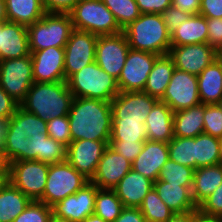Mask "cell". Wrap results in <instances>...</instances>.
Here are the masks:
<instances>
[{
  "label": "cell",
  "mask_w": 222,
  "mask_h": 222,
  "mask_svg": "<svg viewBox=\"0 0 222 222\" xmlns=\"http://www.w3.org/2000/svg\"><path fill=\"white\" fill-rule=\"evenodd\" d=\"M123 209L124 205L113 189L98 188L95 197V215L106 222H114Z\"/></svg>",
  "instance_id": "34"
},
{
  "label": "cell",
  "mask_w": 222,
  "mask_h": 222,
  "mask_svg": "<svg viewBox=\"0 0 222 222\" xmlns=\"http://www.w3.org/2000/svg\"><path fill=\"white\" fill-rule=\"evenodd\" d=\"M73 98L67 81L34 82L19 106L47 121L56 117L67 116Z\"/></svg>",
  "instance_id": "3"
},
{
  "label": "cell",
  "mask_w": 222,
  "mask_h": 222,
  "mask_svg": "<svg viewBox=\"0 0 222 222\" xmlns=\"http://www.w3.org/2000/svg\"><path fill=\"white\" fill-rule=\"evenodd\" d=\"M139 209L146 222H167L175 214L162 201L154 188L147 193Z\"/></svg>",
  "instance_id": "35"
},
{
  "label": "cell",
  "mask_w": 222,
  "mask_h": 222,
  "mask_svg": "<svg viewBox=\"0 0 222 222\" xmlns=\"http://www.w3.org/2000/svg\"><path fill=\"white\" fill-rule=\"evenodd\" d=\"M218 107L220 108V110L222 111V99L219 103H217Z\"/></svg>",
  "instance_id": "62"
},
{
  "label": "cell",
  "mask_w": 222,
  "mask_h": 222,
  "mask_svg": "<svg viewBox=\"0 0 222 222\" xmlns=\"http://www.w3.org/2000/svg\"><path fill=\"white\" fill-rule=\"evenodd\" d=\"M198 210H192L186 213H175L167 222H191L192 217Z\"/></svg>",
  "instance_id": "53"
},
{
  "label": "cell",
  "mask_w": 222,
  "mask_h": 222,
  "mask_svg": "<svg viewBox=\"0 0 222 222\" xmlns=\"http://www.w3.org/2000/svg\"><path fill=\"white\" fill-rule=\"evenodd\" d=\"M8 21L5 0H0V24Z\"/></svg>",
  "instance_id": "57"
},
{
  "label": "cell",
  "mask_w": 222,
  "mask_h": 222,
  "mask_svg": "<svg viewBox=\"0 0 222 222\" xmlns=\"http://www.w3.org/2000/svg\"><path fill=\"white\" fill-rule=\"evenodd\" d=\"M141 14H162L166 8L172 5V0H135Z\"/></svg>",
  "instance_id": "47"
},
{
  "label": "cell",
  "mask_w": 222,
  "mask_h": 222,
  "mask_svg": "<svg viewBox=\"0 0 222 222\" xmlns=\"http://www.w3.org/2000/svg\"><path fill=\"white\" fill-rule=\"evenodd\" d=\"M198 92L202 104H217L222 99V56L198 75Z\"/></svg>",
  "instance_id": "26"
},
{
  "label": "cell",
  "mask_w": 222,
  "mask_h": 222,
  "mask_svg": "<svg viewBox=\"0 0 222 222\" xmlns=\"http://www.w3.org/2000/svg\"><path fill=\"white\" fill-rule=\"evenodd\" d=\"M220 164H222V138L219 139Z\"/></svg>",
  "instance_id": "60"
},
{
  "label": "cell",
  "mask_w": 222,
  "mask_h": 222,
  "mask_svg": "<svg viewBox=\"0 0 222 222\" xmlns=\"http://www.w3.org/2000/svg\"><path fill=\"white\" fill-rule=\"evenodd\" d=\"M131 169V162L108 146L91 182L100 189H113Z\"/></svg>",
  "instance_id": "20"
},
{
  "label": "cell",
  "mask_w": 222,
  "mask_h": 222,
  "mask_svg": "<svg viewBox=\"0 0 222 222\" xmlns=\"http://www.w3.org/2000/svg\"><path fill=\"white\" fill-rule=\"evenodd\" d=\"M207 43L222 56V18H207Z\"/></svg>",
  "instance_id": "45"
},
{
  "label": "cell",
  "mask_w": 222,
  "mask_h": 222,
  "mask_svg": "<svg viewBox=\"0 0 222 222\" xmlns=\"http://www.w3.org/2000/svg\"><path fill=\"white\" fill-rule=\"evenodd\" d=\"M34 83L31 55L0 61V86L20 104Z\"/></svg>",
  "instance_id": "10"
},
{
  "label": "cell",
  "mask_w": 222,
  "mask_h": 222,
  "mask_svg": "<svg viewBox=\"0 0 222 222\" xmlns=\"http://www.w3.org/2000/svg\"><path fill=\"white\" fill-rule=\"evenodd\" d=\"M76 30L95 35H113L123 30L102 0H79L69 12Z\"/></svg>",
  "instance_id": "7"
},
{
  "label": "cell",
  "mask_w": 222,
  "mask_h": 222,
  "mask_svg": "<svg viewBox=\"0 0 222 222\" xmlns=\"http://www.w3.org/2000/svg\"><path fill=\"white\" fill-rule=\"evenodd\" d=\"M191 222H218L217 218H212L201 214L199 211L192 217Z\"/></svg>",
  "instance_id": "56"
},
{
  "label": "cell",
  "mask_w": 222,
  "mask_h": 222,
  "mask_svg": "<svg viewBox=\"0 0 222 222\" xmlns=\"http://www.w3.org/2000/svg\"><path fill=\"white\" fill-rule=\"evenodd\" d=\"M34 82L53 83L66 81L64 72V48L49 47L31 54Z\"/></svg>",
  "instance_id": "19"
},
{
  "label": "cell",
  "mask_w": 222,
  "mask_h": 222,
  "mask_svg": "<svg viewBox=\"0 0 222 222\" xmlns=\"http://www.w3.org/2000/svg\"><path fill=\"white\" fill-rule=\"evenodd\" d=\"M9 127V119H0V149L4 144V139Z\"/></svg>",
  "instance_id": "55"
},
{
  "label": "cell",
  "mask_w": 222,
  "mask_h": 222,
  "mask_svg": "<svg viewBox=\"0 0 222 222\" xmlns=\"http://www.w3.org/2000/svg\"><path fill=\"white\" fill-rule=\"evenodd\" d=\"M169 159L195 170V137L174 136L168 142Z\"/></svg>",
  "instance_id": "36"
},
{
  "label": "cell",
  "mask_w": 222,
  "mask_h": 222,
  "mask_svg": "<svg viewBox=\"0 0 222 222\" xmlns=\"http://www.w3.org/2000/svg\"><path fill=\"white\" fill-rule=\"evenodd\" d=\"M222 184V164L201 167L194 170L192 195L198 207Z\"/></svg>",
  "instance_id": "29"
},
{
  "label": "cell",
  "mask_w": 222,
  "mask_h": 222,
  "mask_svg": "<svg viewBox=\"0 0 222 222\" xmlns=\"http://www.w3.org/2000/svg\"><path fill=\"white\" fill-rule=\"evenodd\" d=\"M114 222H146V219L139 208L124 207Z\"/></svg>",
  "instance_id": "51"
},
{
  "label": "cell",
  "mask_w": 222,
  "mask_h": 222,
  "mask_svg": "<svg viewBox=\"0 0 222 222\" xmlns=\"http://www.w3.org/2000/svg\"><path fill=\"white\" fill-rule=\"evenodd\" d=\"M199 14L205 18H222V0H201Z\"/></svg>",
  "instance_id": "50"
},
{
  "label": "cell",
  "mask_w": 222,
  "mask_h": 222,
  "mask_svg": "<svg viewBox=\"0 0 222 222\" xmlns=\"http://www.w3.org/2000/svg\"><path fill=\"white\" fill-rule=\"evenodd\" d=\"M109 145L104 141L81 139L67 146L66 161L89 181L95 176L98 163Z\"/></svg>",
  "instance_id": "16"
},
{
  "label": "cell",
  "mask_w": 222,
  "mask_h": 222,
  "mask_svg": "<svg viewBox=\"0 0 222 222\" xmlns=\"http://www.w3.org/2000/svg\"><path fill=\"white\" fill-rule=\"evenodd\" d=\"M220 164L219 138L202 133L195 137V169Z\"/></svg>",
  "instance_id": "33"
},
{
  "label": "cell",
  "mask_w": 222,
  "mask_h": 222,
  "mask_svg": "<svg viewBox=\"0 0 222 222\" xmlns=\"http://www.w3.org/2000/svg\"><path fill=\"white\" fill-rule=\"evenodd\" d=\"M73 97L100 99L107 102L120 92L117 80L95 61L74 73L67 80Z\"/></svg>",
  "instance_id": "5"
},
{
  "label": "cell",
  "mask_w": 222,
  "mask_h": 222,
  "mask_svg": "<svg viewBox=\"0 0 222 222\" xmlns=\"http://www.w3.org/2000/svg\"><path fill=\"white\" fill-rule=\"evenodd\" d=\"M49 165L36 160L9 163V182L31 200L38 201L45 190Z\"/></svg>",
  "instance_id": "9"
},
{
  "label": "cell",
  "mask_w": 222,
  "mask_h": 222,
  "mask_svg": "<svg viewBox=\"0 0 222 222\" xmlns=\"http://www.w3.org/2000/svg\"><path fill=\"white\" fill-rule=\"evenodd\" d=\"M153 181L131 169L113 188L124 207L139 208Z\"/></svg>",
  "instance_id": "23"
},
{
  "label": "cell",
  "mask_w": 222,
  "mask_h": 222,
  "mask_svg": "<svg viewBox=\"0 0 222 222\" xmlns=\"http://www.w3.org/2000/svg\"><path fill=\"white\" fill-rule=\"evenodd\" d=\"M19 104L0 86V119H10Z\"/></svg>",
  "instance_id": "49"
},
{
  "label": "cell",
  "mask_w": 222,
  "mask_h": 222,
  "mask_svg": "<svg viewBox=\"0 0 222 222\" xmlns=\"http://www.w3.org/2000/svg\"><path fill=\"white\" fill-rule=\"evenodd\" d=\"M79 0H41L46 13H69Z\"/></svg>",
  "instance_id": "48"
},
{
  "label": "cell",
  "mask_w": 222,
  "mask_h": 222,
  "mask_svg": "<svg viewBox=\"0 0 222 222\" xmlns=\"http://www.w3.org/2000/svg\"><path fill=\"white\" fill-rule=\"evenodd\" d=\"M110 140L147 141L146 125L141 122H112Z\"/></svg>",
  "instance_id": "39"
},
{
  "label": "cell",
  "mask_w": 222,
  "mask_h": 222,
  "mask_svg": "<svg viewBox=\"0 0 222 222\" xmlns=\"http://www.w3.org/2000/svg\"><path fill=\"white\" fill-rule=\"evenodd\" d=\"M161 16L169 31V34L172 35L177 28H179L180 24L187 20L191 14L183 12L178 7L171 5L165 9Z\"/></svg>",
  "instance_id": "46"
},
{
  "label": "cell",
  "mask_w": 222,
  "mask_h": 222,
  "mask_svg": "<svg viewBox=\"0 0 222 222\" xmlns=\"http://www.w3.org/2000/svg\"><path fill=\"white\" fill-rule=\"evenodd\" d=\"M30 54L27 26L10 21L0 24V61Z\"/></svg>",
  "instance_id": "22"
},
{
  "label": "cell",
  "mask_w": 222,
  "mask_h": 222,
  "mask_svg": "<svg viewBox=\"0 0 222 222\" xmlns=\"http://www.w3.org/2000/svg\"><path fill=\"white\" fill-rule=\"evenodd\" d=\"M158 56L150 52L129 49L124 67L117 80L119 91H143Z\"/></svg>",
  "instance_id": "15"
},
{
  "label": "cell",
  "mask_w": 222,
  "mask_h": 222,
  "mask_svg": "<svg viewBox=\"0 0 222 222\" xmlns=\"http://www.w3.org/2000/svg\"><path fill=\"white\" fill-rule=\"evenodd\" d=\"M193 175V168L168 159L162 167L157 180L171 184H181L184 187H192Z\"/></svg>",
  "instance_id": "38"
},
{
  "label": "cell",
  "mask_w": 222,
  "mask_h": 222,
  "mask_svg": "<svg viewBox=\"0 0 222 222\" xmlns=\"http://www.w3.org/2000/svg\"><path fill=\"white\" fill-rule=\"evenodd\" d=\"M98 35L74 29L64 50V72L66 81L83 67L95 61Z\"/></svg>",
  "instance_id": "12"
},
{
  "label": "cell",
  "mask_w": 222,
  "mask_h": 222,
  "mask_svg": "<svg viewBox=\"0 0 222 222\" xmlns=\"http://www.w3.org/2000/svg\"><path fill=\"white\" fill-rule=\"evenodd\" d=\"M204 133L222 138V111L217 104H204Z\"/></svg>",
  "instance_id": "41"
},
{
  "label": "cell",
  "mask_w": 222,
  "mask_h": 222,
  "mask_svg": "<svg viewBox=\"0 0 222 222\" xmlns=\"http://www.w3.org/2000/svg\"><path fill=\"white\" fill-rule=\"evenodd\" d=\"M153 188L174 213L198 210L194 203L192 187H184L181 184H171L157 180L153 183Z\"/></svg>",
  "instance_id": "25"
},
{
  "label": "cell",
  "mask_w": 222,
  "mask_h": 222,
  "mask_svg": "<svg viewBox=\"0 0 222 222\" xmlns=\"http://www.w3.org/2000/svg\"><path fill=\"white\" fill-rule=\"evenodd\" d=\"M73 30L69 13H46L27 26L30 52L49 47L64 48Z\"/></svg>",
  "instance_id": "6"
},
{
  "label": "cell",
  "mask_w": 222,
  "mask_h": 222,
  "mask_svg": "<svg viewBox=\"0 0 222 222\" xmlns=\"http://www.w3.org/2000/svg\"><path fill=\"white\" fill-rule=\"evenodd\" d=\"M9 179H0V187L2 186L3 183L8 182Z\"/></svg>",
  "instance_id": "61"
},
{
  "label": "cell",
  "mask_w": 222,
  "mask_h": 222,
  "mask_svg": "<svg viewBox=\"0 0 222 222\" xmlns=\"http://www.w3.org/2000/svg\"><path fill=\"white\" fill-rule=\"evenodd\" d=\"M2 151L9 163L36 160L52 165L66 160L67 147L48 135L47 121L18 106L9 119Z\"/></svg>",
  "instance_id": "1"
},
{
  "label": "cell",
  "mask_w": 222,
  "mask_h": 222,
  "mask_svg": "<svg viewBox=\"0 0 222 222\" xmlns=\"http://www.w3.org/2000/svg\"><path fill=\"white\" fill-rule=\"evenodd\" d=\"M204 104L174 112V136L194 138L204 133Z\"/></svg>",
  "instance_id": "27"
},
{
  "label": "cell",
  "mask_w": 222,
  "mask_h": 222,
  "mask_svg": "<svg viewBox=\"0 0 222 222\" xmlns=\"http://www.w3.org/2000/svg\"><path fill=\"white\" fill-rule=\"evenodd\" d=\"M201 0H172V6L178 7L181 11L191 15H197L200 12Z\"/></svg>",
  "instance_id": "52"
},
{
  "label": "cell",
  "mask_w": 222,
  "mask_h": 222,
  "mask_svg": "<svg viewBox=\"0 0 222 222\" xmlns=\"http://www.w3.org/2000/svg\"><path fill=\"white\" fill-rule=\"evenodd\" d=\"M160 101L173 112L199 105L198 76L175 68Z\"/></svg>",
  "instance_id": "14"
},
{
  "label": "cell",
  "mask_w": 222,
  "mask_h": 222,
  "mask_svg": "<svg viewBox=\"0 0 222 222\" xmlns=\"http://www.w3.org/2000/svg\"><path fill=\"white\" fill-rule=\"evenodd\" d=\"M68 118L72 141L87 139L109 145L112 130L110 102L74 97Z\"/></svg>",
  "instance_id": "2"
},
{
  "label": "cell",
  "mask_w": 222,
  "mask_h": 222,
  "mask_svg": "<svg viewBox=\"0 0 222 222\" xmlns=\"http://www.w3.org/2000/svg\"><path fill=\"white\" fill-rule=\"evenodd\" d=\"M123 32L130 49L165 55L171 48V35L161 14H141Z\"/></svg>",
  "instance_id": "4"
},
{
  "label": "cell",
  "mask_w": 222,
  "mask_h": 222,
  "mask_svg": "<svg viewBox=\"0 0 222 222\" xmlns=\"http://www.w3.org/2000/svg\"><path fill=\"white\" fill-rule=\"evenodd\" d=\"M88 182L89 180L66 160L49 165L45 190L38 201L52 207L58 201L75 194Z\"/></svg>",
  "instance_id": "8"
},
{
  "label": "cell",
  "mask_w": 222,
  "mask_h": 222,
  "mask_svg": "<svg viewBox=\"0 0 222 222\" xmlns=\"http://www.w3.org/2000/svg\"><path fill=\"white\" fill-rule=\"evenodd\" d=\"M168 159V143L147 140L144 142L141 153L131 163V167L136 172L155 182Z\"/></svg>",
  "instance_id": "21"
},
{
  "label": "cell",
  "mask_w": 222,
  "mask_h": 222,
  "mask_svg": "<svg viewBox=\"0 0 222 222\" xmlns=\"http://www.w3.org/2000/svg\"><path fill=\"white\" fill-rule=\"evenodd\" d=\"M49 222H72V221H70L68 219L58 217L55 214H52L51 217H50Z\"/></svg>",
  "instance_id": "59"
},
{
  "label": "cell",
  "mask_w": 222,
  "mask_h": 222,
  "mask_svg": "<svg viewBox=\"0 0 222 222\" xmlns=\"http://www.w3.org/2000/svg\"><path fill=\"white\" fill-rule=\"evenodd\" d=\"M173 117L171 108L158 100L146 118L147 139L168 143L174 137Z\"/></svg>",
  "instance_id": "24"
},
{
  "label": "cell",
  "mask_w": 222,
  "mask_h": 222,
  "mask_svg": "<svg viewBox=\"0 0 222 222\" xmlns=\"http://www.w3.org/2000/svg\"><path fill=\"white\" fill-rule=\"evenodd\" d=\"M198 211L205 216L222 219V184L198 206Z\"/></svg>",
  "instance_id": "43"
},
{
  "label": "cell",
  "mask_w": 222,
  "mask_h": 222,
  "mask_svg": "<svg viewBox=\"0 0 222 222\" xmlns=\"http://www.w3.org/2000/svg\"><path fill=\"white\" fill-rule=\"evenodd\" d=\"M0 179H9V162L0 149Z\"/></svg>",
  "instance_id": "54"
},
{
  "label": "cell",
  "mask_w": 222,
  "mask_h": 222,
  "mask_svg": "<svg viewBox=\"0 0 222 222\" xmlns=\"http://www.w3.org/2000/svg\"><path fill=\"white\" fill-rule=\"evenodd\" d=\"M207 18L197 14L183 21L171 35V46L207 43Z\"/></svg>",
  "instance_id": "30"
},
{
  "label": "cell",
  "mask_w": 222,
  "mask_h": 222,
  "mask_svg": "<svg viewBox=\"0 0 222 222\" xmlns=\"http://www.w3.org/2000/svg\"><path fill=\"white\" fill-rule=\"evenodd\" d=\"M32 200L9 181L0 187V222H13Z\"/></svg>",
  "instance_id": "31"
},
{
  "label": "cell",
  "mask_w": 222,
  "mask_h": 222,
  "mask_svg": "<svg viewBox=\"0 0 222 222\" xmlns=\"http://www.w3.org/2000/svg\"><path fill=\"white\" fill-rule=\"evenodd\" d=\"M53 210L43 202L32 200L13 222H49Z\"/></svg>",
  "instance_id": "40"
},
{
  "label": "cell",
  "mask_w": 222,
  "mask_h": 222,
  "mask_svg": "<svg viewBox=\"0 0 222 222\" xmlns=\"http://www.w3.org/2000/svg\"><path fill=\"white\" fill-rule=\"evenodd\" d=\"M158 101L143 91L119 92L110 102L112 122H146L152 107Z\"/></svg>",
  "instance_id": "11"
},
{
  "label": "cell",
  "mask_w": 222,
  "mask_h": 222,
  "mask_svg": "<svg viewBox=\"0 0 222 222\" xmlns=\"http://www.w3.org/2000/svg\"><path fill=\"white\" fill-rule=\"evenodd\" d=\"M144 142L145 141L122 142L120 140H110L109 147L132 163L141 153Z\"/></svg>",
  "instance_id": "44"
},
{
  "label": "cell",
  "mask_w": 222,
  "mask_h": 222,
  "mask_svg": "<svg viewBox=\"0 0 222 222\" xmlns=\"http://www.w3.org/2000/svg\"><path fill=\"white\" fill-rule=\"evenodd\" d=\"M129 44L124 32L99 35L96 44L95 62L116 80L124 67Z\"/></svg>",
  "instance_id": "13"
},
{
  "label": "cell",
  "mask_w": 222,
  "mask_h": 222,
  "mask_svg": "<svg viewBox=\"0 0 222 222\" xmlns=\"http://www.w3.org/2000/svg\"><path fill=\"white\" fill-rule=\"evenodd\" d=\"M168 55L175 68L197 76L221 56L208 43L171 46Z\"/></svg>",
  "instance_id": "17"
},
{
  "label": "cell",
  "mask_w": 222,
  "mask_h": 222,
  "mask_svg": "<svg viewBox=\"0 0 222 222\" xmlns=\"http://www.w3.org/2000/svg\"><path fill=\"white\" fill-rule=\"evenodd\" d=\"M174 70L175 66L171 57L168 54L159 55L149 73L143 92L160 100L166 91Z\"/></svg>",
  "instance_id": "28"
},
{
  "label": "cell",
  "mask_w": 222,
  "mask_h": 222,
  "mask_svg": "<svg viewBox=\"0 0 222 222\" xmlns=\"http://www.w3.org/2000/svg\"><path fill=\"white\" fill-rule=\"evenodd\" d=\"M102 2L112 12L122 30L141 15L135 0H102Z\"/></svg>",
  "instance_id": "37"
},
{
  "label": "cell",
  "mask_w": 222,
  "mask_h": 222,
  "mask_svg": "<svg viewBox=\"0 0 222 222\" xmlns=\"http://www.w3.org/2000/svg\"><path fill=\"white\" fill-rule=\"evenodd\" d=\"M98 187L89 181L75 194L67 196L52 206L53 214L72 222H81L94 214Z\"/></svg>",
  "instance_id": "18"
},
{
  "label": "cell",
  "mask_w": 222,
  "mask_h": 222,
  "mask_svg": "<svg viewBox=\"0 0 222 222\" xmlns=\"http://www.w3.org/2000/svg\"><path fill=\"white\" fill-rule=\"evenodd\" d=\"M47 129L51 138L66 147L72 142L68 115L47 120Z\"/></svg>",
  "instance_id": "42"
},
{
  "label": "cell",
  "mask_w": 222,
  "mask_h": 222,
  "mask_svg": "<svg viewBox=\"0 0 222 222\" xmlns=\"http://www.w3.org/2000/svg\"><path fill=\"white\" fill-rule=\"evenodd\" d=\"M81 222H106V221L103 220L101 217L93 214V215L87 216Z\"/></svg>",
  "instance_id": "58"
},
{
  "label": "cell",
  "mask_w": 222,
  "mask_h": 222,
  "mask_svg": "<svg viewBox=\"0 0 222 222\" xmlns=\"http://www.w3.org/2000/svg\"><path fill=\"white\" fill-rule=\"evenodd\" d=\"M5 3L10 22L29 26L46 14L41 0H5Z\"/></svg>",
  "instance_id": "32"
}]
</instances>
